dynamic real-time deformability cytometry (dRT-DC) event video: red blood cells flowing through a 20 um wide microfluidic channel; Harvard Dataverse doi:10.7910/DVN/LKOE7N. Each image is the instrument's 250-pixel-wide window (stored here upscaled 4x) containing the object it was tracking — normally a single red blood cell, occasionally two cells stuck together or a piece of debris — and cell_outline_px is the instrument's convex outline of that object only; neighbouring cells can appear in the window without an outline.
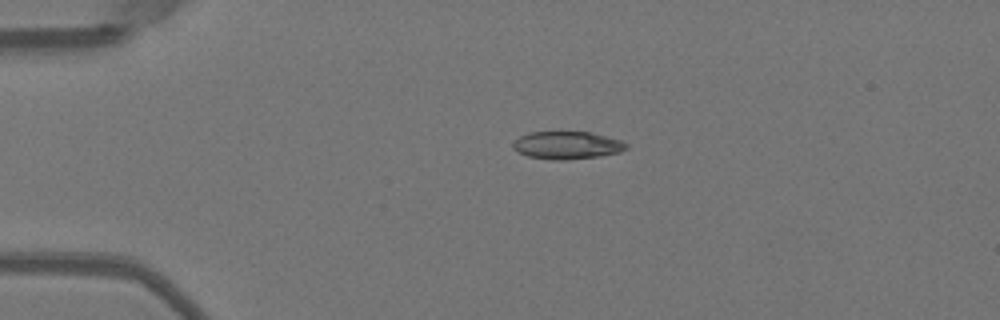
{"species": "Egyptian fruit bat (a non-hibernating species)", "species_latin": "Rousettus aegyptiacus", "temperature_condition": "warm", "stored_images_in_passage": 40, "camera_frame_rate_fps": 3000, "um_per_image_px": 0.085, "animal": {"sex": "female"}, "frame": {"image": 1, "passage_image": 1, "time_ms": 0.0, "image_size_px": [1000, 320], "cell_outline_px": [[628, 148], [620, 152], [600, 156], [564, 160], [552, 160], [528, 156], [512, 148], [512, 144], [520, 136], [528, 132], [588, 132], [620, 140], [628, 144]], "centroid_in_image_um": [48.2, 12.35], "position_along_channel_um": 36.8, "area_um2": 18.15}}
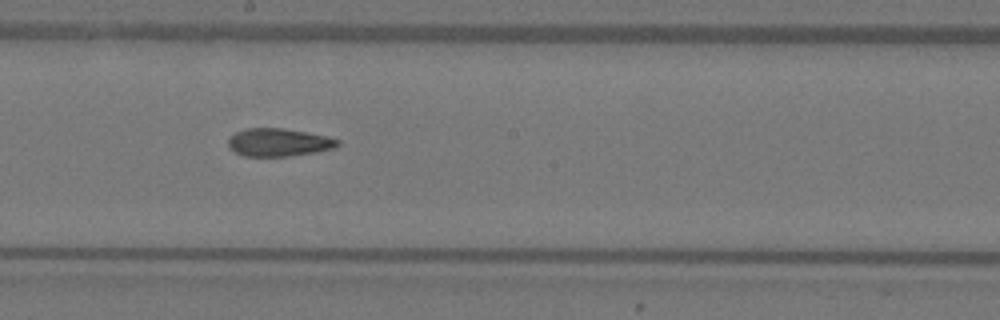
{"frame": {"image": 2, "passage_image": 18, "time_ms": 5.667, "image_size_px": [1000, 320], "cell_outline_px": [[340, 144], [336, 148], [316, 152], [288, 156], [244, 156], [236, 152], [228, 144], [228, 140], [236, 132], [248, 128], [280, 128], [328, 136], [340, 140]], "centroid_in_image_um": [23.74, 12.1], "position_along_channel_um": 224.5, "area_um2": 17.63}}
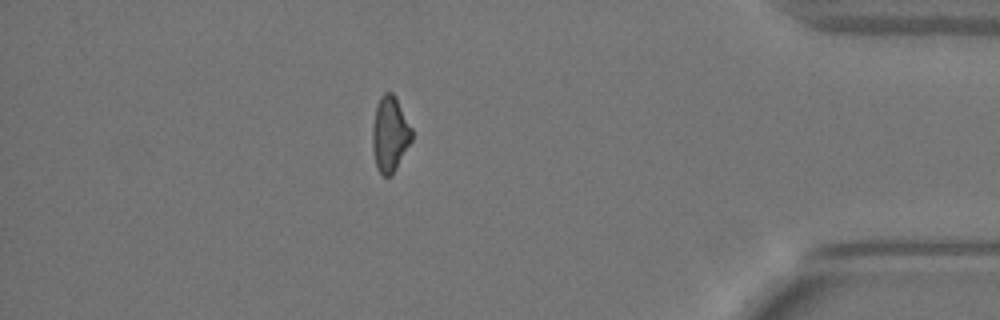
{"frame": {"image": 3, "passage_image": 34, "time_ms": 11.0, "image_size_px": [1000, 320], "cell_outline_px": [[412, 140], [392, 176], [384, 176], [376, 168], [372, 148], [372, 128], [376, 104], [380, 96], [384, 92], [392, 92], [396, 96], [412, 128]], "centroid_in_image_um": [33.14, 11.38], "position_along_channel_um": 402.1, "area_um2": 17.57}, "authors_computed_cell_mechanics": {"area_um2": 18.1492, "velocity_mm_per_s": 4.024, "shape_relaxation_time_tau1_ms": null, "shape_relaxation_time_tau2_ms": 4.1216, "deformation_change_tau1": null, "deformation_change_tau2": 0.1138}}